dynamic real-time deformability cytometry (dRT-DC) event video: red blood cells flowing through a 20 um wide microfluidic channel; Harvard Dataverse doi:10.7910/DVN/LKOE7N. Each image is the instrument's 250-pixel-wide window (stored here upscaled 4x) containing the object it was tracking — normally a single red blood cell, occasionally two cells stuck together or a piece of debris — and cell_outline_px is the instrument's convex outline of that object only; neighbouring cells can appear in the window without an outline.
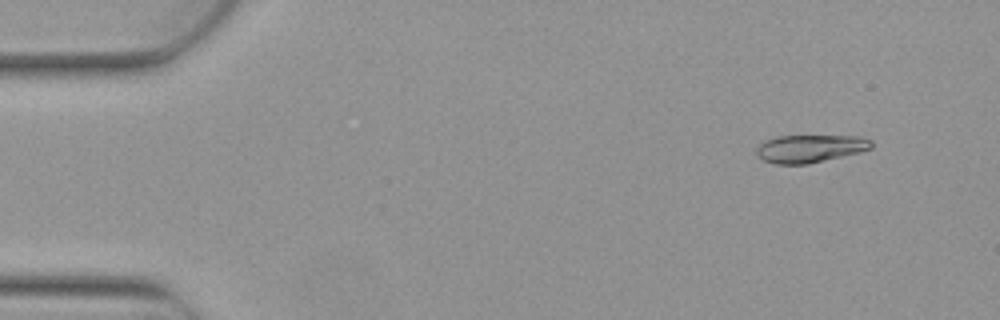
{"species": "Egyptian fruit bat (a non-hibernating species)", "species_latin": "Rousettus aegyptiacus", "temperature_condition": "warm", "stored_images_in_passage": 5, "camera_frame_rate_fps": 3000, "um_per_image_px": 0.085, "animal": {"sex": "female"}, "frame": {"image": 1, "passage_image": 2, "time_ms": 0.333, "image_size_px": [1000, 320], "cell_outline_px": [[872, 148], [860, 152], [808, 164], [776, 164], [764, 160], [756, 156], [756, 148], [764, 140], [780, 136], [860, 136], [872, 140]], "centroid_in_image_um": [68.85, 12.63], "position_along_channel_um": 16.2, "area_um2": 18.61}}
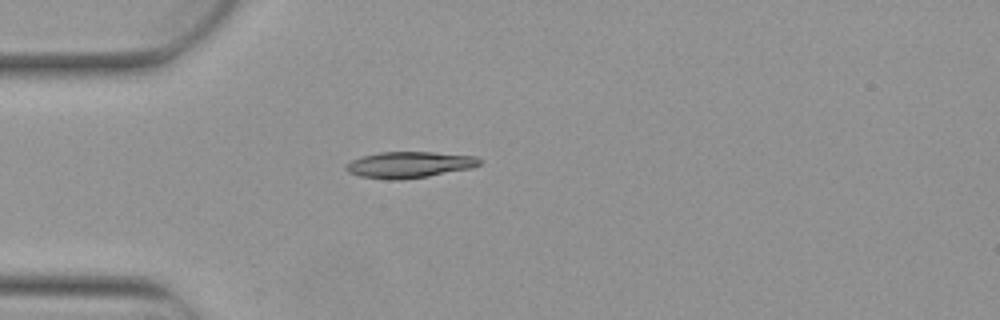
{"frame": {"image": 2, "passage_image": 4, "time_ms": 1.0, "image_size_px": [1000, 320], "cell_outline_px": [[480, 164], [472, 168], [428, 176], [400, 180], [388, 180], [360, 176], [348, 172], [344, 168], [344, 164], [352, 160], [364, 156], [380, 152], [432, 152], [476, 156], [480, 160]], "centroid_in_image_um": [34.77, 14.01], "position_along_channel_um": 50.2, "area_um2": 20.4}}